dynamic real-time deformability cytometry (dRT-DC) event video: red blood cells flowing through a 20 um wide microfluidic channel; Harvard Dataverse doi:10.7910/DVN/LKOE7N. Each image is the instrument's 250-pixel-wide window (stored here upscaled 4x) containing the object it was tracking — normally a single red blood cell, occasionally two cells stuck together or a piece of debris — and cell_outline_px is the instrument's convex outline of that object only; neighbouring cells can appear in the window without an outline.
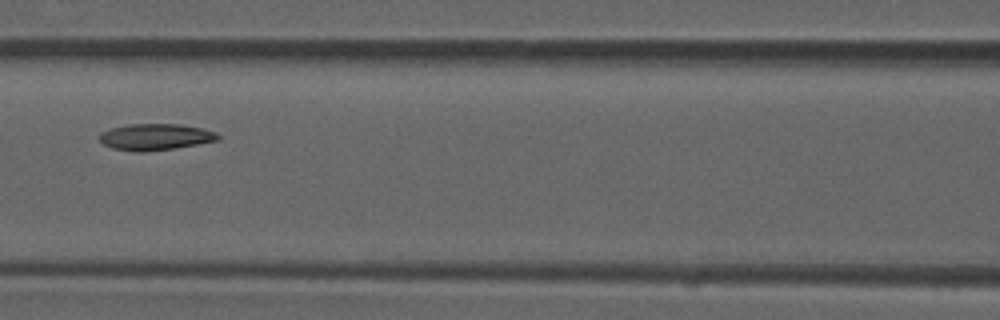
{"species": "common noctule bat (a hibernating species)", "species_latin": "Nyctalus noctula", "temperature_condition": "room temperature", "stored_images_in_passage": 11, "camera_frame_rate_fps": 3000, "um_per_image_px": 0.085, "animal": {"sex": "male", "forearm_length_mm": 52.5}, "frame": {"image": 1, "passage_image": 8, "time_ms": 2.333, "image_size_px": [1000, 320], "cell_outline_px": [[220, 140], [176, 148], [144, 152], [136, 152], [112, 148], [104, 144], [100, 140], [100, 132], [112, 128], [128, 124], [180, 124], [200, 128], [216, 132], [220, 136]], "centroid_in_image_um": [13.22, 11.64], "position_along_channel_um": 153.4, "area_um2": 18.26}}
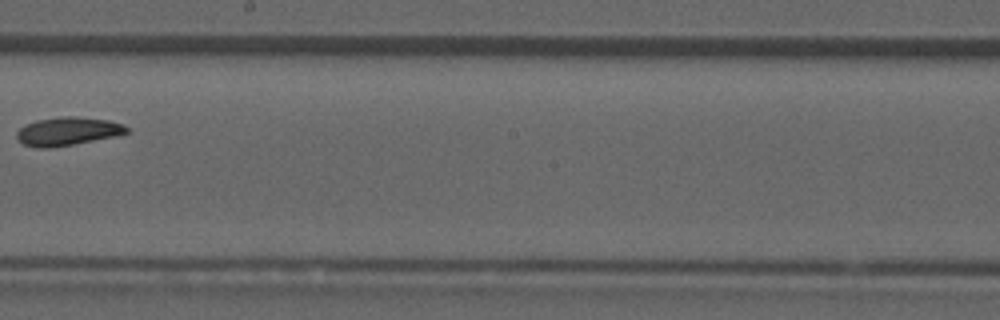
{"frame": {"image": 2, "passage_image": 10, "time_ms": 3.0, "image_size_px": [1000, 320], "cell_outline_px": [[128, 132], [116, 136], [72, 144], [48, 148], [36, 148], [24, 144], [16, 136], [16, 132], [24, 124], [36, 120], [64, 116], [76, 116], [108, 120], [124, 124], [128, 128]], "centroid_in_image_um": [5.74, 11.15], "position_along_channel_um": 242.5, "area_um2": 18.09}}
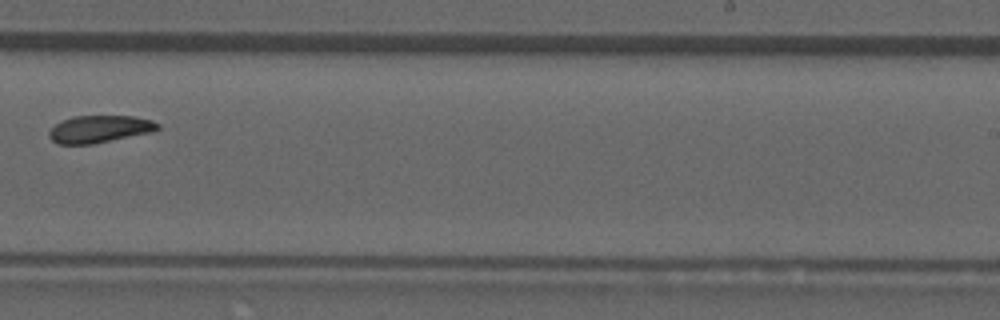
{"frame": {"image": 3, "passage_image": 11, "time_ms": 3.333, "image_size_px": [1000, 320], "cell_outline_px": [[160, 128], [156, 132], [92, 144], [56, 144], [48, 136], [48, 132], [60, 120], [72, 116], [132, 116], [152, 120], [160, 124]], "centroid_in_image_um": [8.48, 10.97], "position_along_channel_um": 280.5, "area_um2": 17.57}}